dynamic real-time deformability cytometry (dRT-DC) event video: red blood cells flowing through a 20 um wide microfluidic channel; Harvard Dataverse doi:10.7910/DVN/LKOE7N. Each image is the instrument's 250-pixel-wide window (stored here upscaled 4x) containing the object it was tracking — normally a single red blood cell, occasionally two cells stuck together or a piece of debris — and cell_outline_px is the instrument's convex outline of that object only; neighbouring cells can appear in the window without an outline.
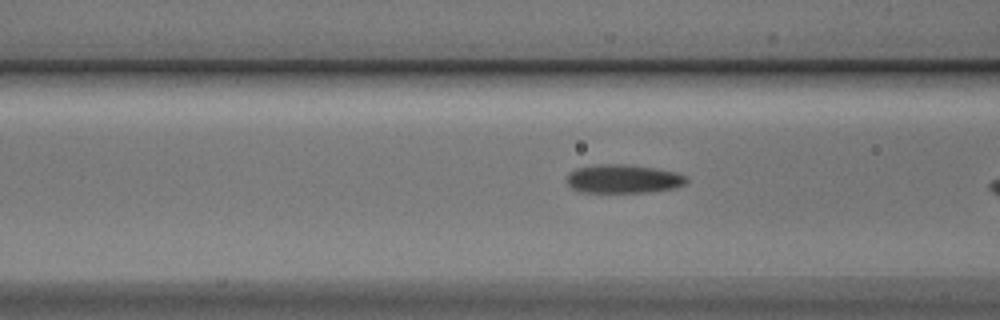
{"species": "Egyptian fruit bat (a non-hibernating species)", "species_latin": "Rousettus aegyptiacus", "temperature_condition": "cold", "stored_images_in_passage": 7, "camera_frame_rate_fps": 3000, "um_per_image_px": 0.085, "animal": {"sex": "male"}, "frame": {"image": 1, "passage_image": 5, "time_ms": 1.333, "image_size_px": [1000, 320], "cell_outline_px": [[688, 180], [684, 184], [676, 188], [648, 192], [580, 192], [572, 188], [564, 180], [568, 172], [576, 168], [596, 164], [632, 164], [656, 168], [676, 172], [688, 176]], "centroid_in_image_um": [52.96, 15.19], "position_along_channel_um": 113.6, "area_um2": 20.4}}